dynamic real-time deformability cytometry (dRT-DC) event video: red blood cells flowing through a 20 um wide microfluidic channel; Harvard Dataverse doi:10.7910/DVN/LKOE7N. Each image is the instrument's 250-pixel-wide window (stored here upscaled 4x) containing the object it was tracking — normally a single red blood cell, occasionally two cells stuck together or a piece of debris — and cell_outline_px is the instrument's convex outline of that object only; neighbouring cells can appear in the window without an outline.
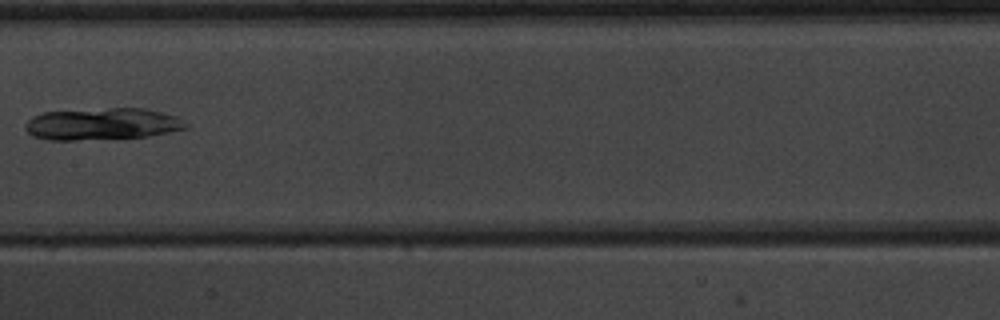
{"species": "common noctule bat (a hibernating species)", "species_latin": "Nyctalus noctula", "temperature_condition": "warm", "stored_images_in_passage": 8, "camera_frame_rate_fps": 3000, "um_per_image_px": 0.085, "animal": {"sex": "male", "body_mass_g": 20.1, "forearm_length_mm": 53.5}, "frame": {"image": 1, "passage_image": 8, "time_ms": 9.0, "image_size_px": [1000, 320], "cell_outline_px": [[192, 124], [188, 128], [148, 136], [76, 140], [48, 140], [32, 136], [24, 128], [24, 124], [32, 116], [40, 112], [108, 108], [144, 108], [176, 116]], "centroid_in_image_um": [8.68, 10.53], "position_along_channel_um": 198.7, "area_um2": 30.06}}